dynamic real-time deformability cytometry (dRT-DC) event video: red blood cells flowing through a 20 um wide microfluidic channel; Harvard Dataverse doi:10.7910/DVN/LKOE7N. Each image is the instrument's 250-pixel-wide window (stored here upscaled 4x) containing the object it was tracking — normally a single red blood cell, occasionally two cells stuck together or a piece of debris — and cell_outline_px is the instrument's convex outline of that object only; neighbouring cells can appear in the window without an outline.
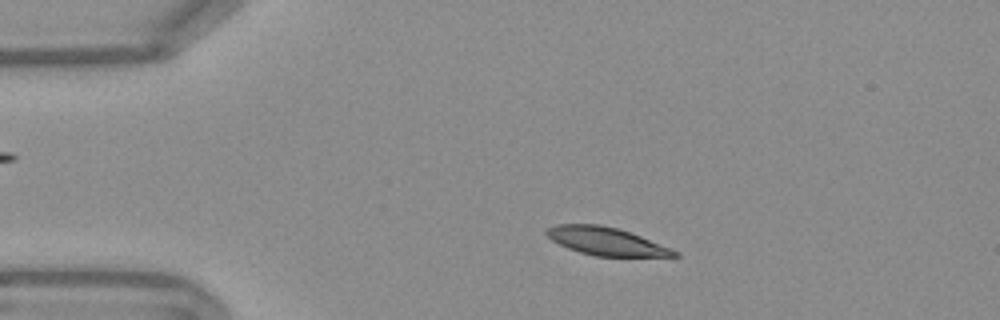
{"species": "Egyptian fruit bat (a non-hibernating species)", "species_latin": "Rousettus aegyptiacus", "temperature_condition": "warm", "stored_images_in_passage": 51, "camera_frame_rate_fps": 3000, "um_per_image_px": 0.085, "frame": {"image": 1, "passage_image": 8, "time_ms": 2.333, "image_size_px": [1000, 320], "cell_outline_px": [[680, 256], [596, 256], [580, 252], [568, 248], [552, 240], [544, 232], [548, 228], [556, 224], [600, 224], [616, 228], [640, 236], [672, 248], [680, 252]], "centroid_in_image_um": [51.53, 20.5], "position_along_channel_um": 33.5, "area_um2": 20.58}}
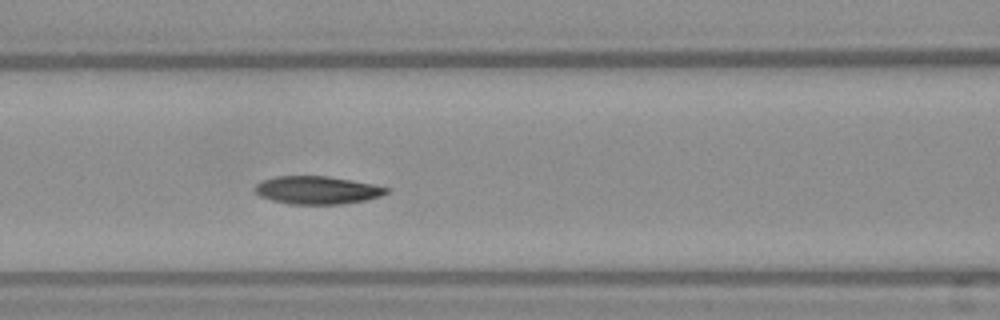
{"frame": {"image": 2, "passage_image": 20, "time_ms": 6.333, "image_size_px": [1000, 320], "cell_outline_px": [[388, 192], [380, 196], [364, 200], [344, 204], [288, 204], [272, 200], [260, 196], [252, 188], [256, 184], [264, 180], [276, 176], [328, 176], [352, 180], [372, 184], [388, 188]], "centroid_in_image_um": [26.93, 16.16], "position_along_channel_um": 139.7, "area_um2": 21.33}}
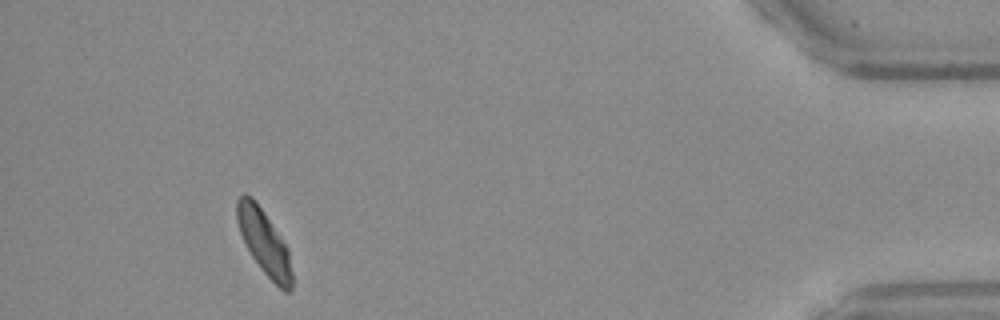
{"frame": {"image": 3, "passage_image": 47, "time_ms": 15.333, "image_size_px": [1000, 320], "cell_outline_px": [[292, 292], [284, 292], [264, 272], [252, 256], [244, 244], [236, 220], [236, 200], [244, 192], [252, 196], [288, 248], [292, 272]], "centroid_in_image_um": [22.43, 20.59], "position_along_channel_um": 412.8, "area_um2": 20.58}, "authors_computed_cell_mechanics": {"area_um2": 21.3282, "velocity_mm_per_s": 3.743, "shape_relaxation_time_tau1_ms": 2.8032, "shape_relaxation_time_tau2_ms": 6.4965, "deformation_change_tau1": 0.1364, "deformation_change_tau2": 0.1236}}